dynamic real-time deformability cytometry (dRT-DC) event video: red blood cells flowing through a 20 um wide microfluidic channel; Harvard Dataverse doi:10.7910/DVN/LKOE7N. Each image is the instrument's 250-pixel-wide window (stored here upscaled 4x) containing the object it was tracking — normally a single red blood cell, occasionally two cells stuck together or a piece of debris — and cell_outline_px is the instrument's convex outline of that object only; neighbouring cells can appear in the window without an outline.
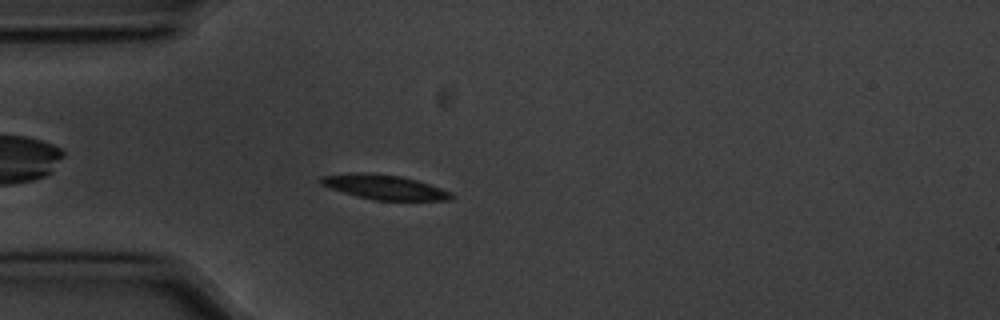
{"species": "common noctule bat (a hibernating species)", "species_latin": "Nyctalus noctula", "temperature_condition": "cold", "stored_images_in_passage": 46, "camera_frame_rate_fps": 3000, "um_per_image_px": 0.085, "animal": {"sex": "male", "body_mass_g": 20.1, "forearm_length_mm": 53.5}, "frame": {"image": 1, "passage_image": 5, "time_ms": 1.333, "image_size_px": [1000, 320], "cell_outline_px": [[452, 200], [372, 200], [356, 196], [320, 184], [316, 180], [320, 176], [348, 172], [356, 172], [400, 176], [416, 180], [452, 192]], "centroid_in_image_um": [32.61, 15.9], "position_along_channel_um": 52.4, "area_um2": 18.61}}
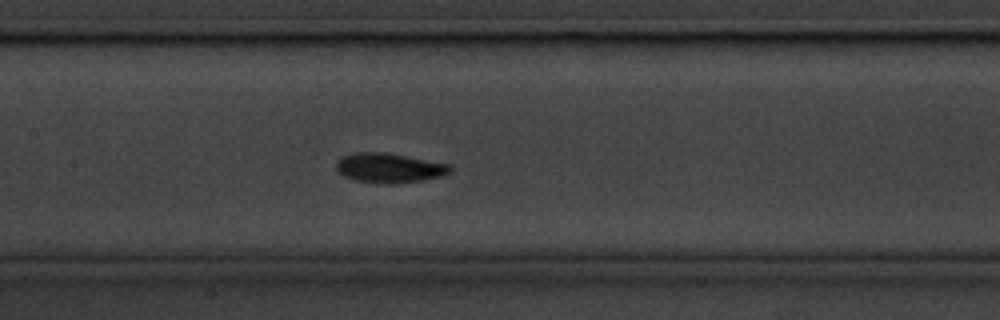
{"frame": {"image": 2, "passage_image": 16, "time_ms": 5.0, "image_size_px": [1000, 320], "cell_outline_px": [[452, 172], [444, 176], [424, 180], [392, 184], [384, 184], [356, 180], [344, 176], [336, 168], [336, 164], [344, 156], [356, 152], [384, 152], [448, 164], [452, 168]], "centroid_in_image_um": [33.13, 14.29], "position_along_channel_um": 174.3, "area_um2": 19.48}}
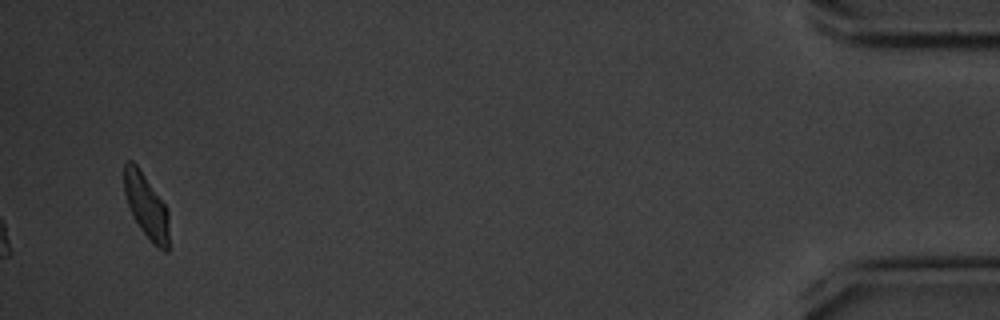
{"frame": {"image": 3, "passage_image": 44, "time_ms": 14.333, "image_size_px": [1000, 320], "cell_outline_px": [[168, 252], [164, 252], [156, 248], [152, 244], [140, 228], [132, 216], [124, 192], [124, 164], [128, 160], [132, 160], [136, 164], [164, 204], [168, 212]], "centroid_in_image_um": [12.43, 17.56], "position_along_channel_um": 422.8, "area_um2": 16.7}, "authors_computed_cell_mechanics": {"area_um2": 18.1781, "velocity_mm_per_s": 3.5343, "shape_relaxation_time_tau1_ms": 2.0801, "shape_relaxation_time_tau2_ms": 2.7688, "deformation_change_tau1": 0.1027, "deformation_change_tau2": 0.0815}}